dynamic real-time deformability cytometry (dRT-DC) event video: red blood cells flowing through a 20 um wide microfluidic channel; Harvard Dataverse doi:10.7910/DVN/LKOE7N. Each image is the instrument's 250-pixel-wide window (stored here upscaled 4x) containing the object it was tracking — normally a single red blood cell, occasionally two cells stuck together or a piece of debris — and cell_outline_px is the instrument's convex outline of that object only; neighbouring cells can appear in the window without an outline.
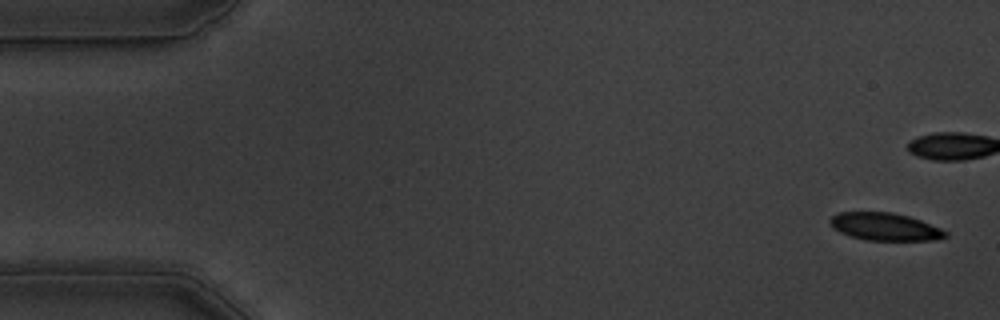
{"species": "common noctule bat (a hibernating species)", "species_latin": "Nyctalus noctula", "temperature_condition": "warm", "stored_images_in_passage": 43, "camera_frame_rate_fps": 3000, "um_per_image_px": 0.085, "animal": {"sex": "male", "body_mass_g": 19.5, "forearm_length_mm": 54.6}, "frame": {"image": 1, "passage_image": 1, "time_ms": 0.0, "image_size_px": [1000, 320], "cell_outline_px": [[948, 236], [936, 240], [864, 240], [840, 232], [832, 228], [828, 220], [832, 216], [840, 212], [892, 212], [908, 216], [920, 220], [940, 228], [948, 232]], "centroid_in_image_um": [75.21, 19.27], "position_along_channel_um": 9.8, "area_um2": 18.55}}